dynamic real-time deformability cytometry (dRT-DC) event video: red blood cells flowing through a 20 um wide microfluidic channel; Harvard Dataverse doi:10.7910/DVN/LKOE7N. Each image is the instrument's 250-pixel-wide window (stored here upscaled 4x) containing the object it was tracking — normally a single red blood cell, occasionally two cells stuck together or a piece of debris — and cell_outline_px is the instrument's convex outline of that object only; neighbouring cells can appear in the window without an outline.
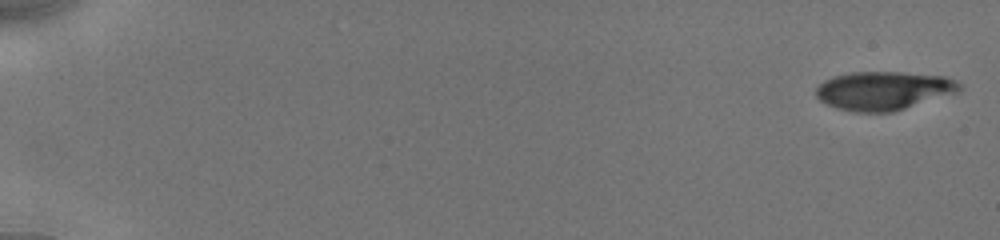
{"species": "human", "species_latin": "Homo sapiens", "temperature_condition": "cold", "stored_images_in_passage": 15, "camera_frame_rate_fps": 3000, "um_per_image_px": 0.085, "donor": {"sex": "male"}, "frame": {"image": 1, "passage_image": 1, "time_ms": 0.0, "image_size_px": [1000, 240], "cell_outline_px": [[964, 88], [960, 92], [892, 112], [856, 112], [836, 108], [820, 100], [816, 96], [816, 88], [824, 80], [832, 76], [848, 72], [900, 72], [944, 76], [956, 80]], "centroid_in_image_um": [75.13, 7.7], "position_along_channel_um": 9.9, "area_um2": 32.48}}
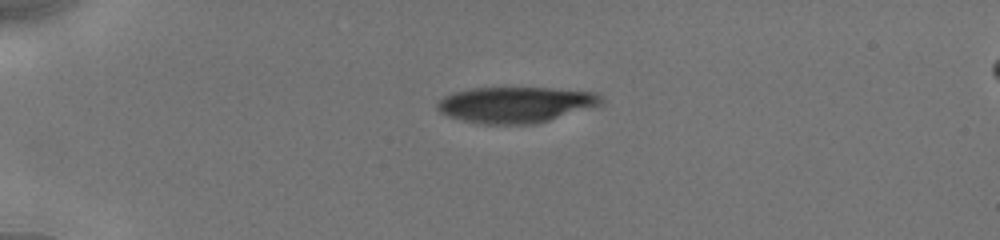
{"frame": {"image": 2, "passage_image": 9, "time_ms": 4.333, "image_size_px": [1000, 240], "cell_outline_px": [[604, 100], [600, 104], [536, 124], [484, 124], [464, 120], [448, 116], [440, 112], [436, 108], [436, 104], [444, 96], [452, 92], [472, 88], [548, 88], [596, 92]], "centroid_in_image_um": [43.78, 8.89], "position_along_channel_um": 41.2, "area_um2": 33.99}}
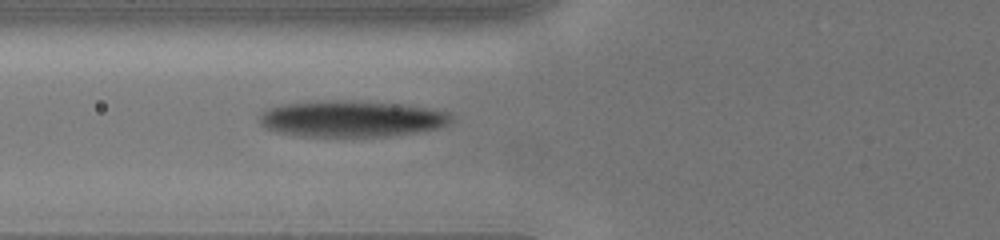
{"frame": {"image": 3, "passage_image": 13, "time_ms": 7.0, "image_size_px": [1000, 240], "cell_outline_px": [[452, 120], [448, 124], [436, 128], [416, 132], [388, 136], [300, 136], [276, 132], [264, 128], [260, 124], [260, 116], [268, 108], [284, 104], [324, 100], [352, 100], [392, 104], [428, 108], [448, 112], [452, 116]], "centroid_in_image_um": [29.83, 10.1], "position_along_channel_um": 96.0, "area_um2": 40.29}}